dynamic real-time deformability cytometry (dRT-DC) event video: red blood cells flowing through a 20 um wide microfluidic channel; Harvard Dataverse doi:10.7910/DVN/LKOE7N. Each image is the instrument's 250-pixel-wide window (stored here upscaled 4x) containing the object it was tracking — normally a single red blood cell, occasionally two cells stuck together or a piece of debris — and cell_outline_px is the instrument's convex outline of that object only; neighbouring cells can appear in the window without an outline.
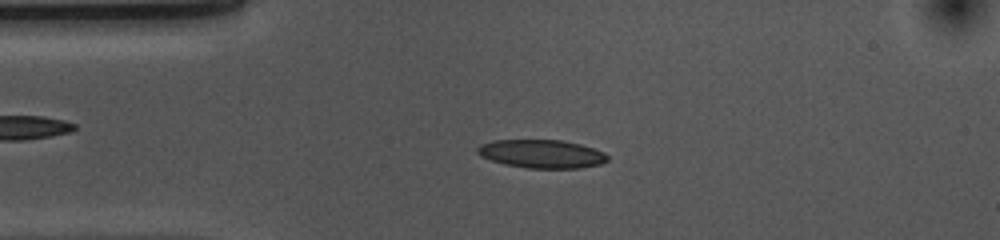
{"species": "common noctule bat (a hibernating species)", "species_latin": "Nyctalus noctula", "temperature_condition": "cold", "stored_images_in_passage": 52, "camera_frame_rate_fps": 3000, "um_per_image_px": 0.085, "animal": {"sex": "female", "body_mass_g": 10.0, "forearm_length_mm": 53.1}, "frame": {"image": 1, "passage_image": 10, "time_ms": 3.0, "image_size_px": [1000, 240], "cell_outline_px": [[608, 160], [600, 164], [580, 168], [528, 168], [504, 164], [480, 156], [476, 152], [476, 148], [480, 144], [492, 140], [560, 140], [580, 144], [604, 152], [608, 156]], "centroid_in_image_um": [46.01, 13.07], "position_along_channel_um": 39.0, "area_um2": 21.5}}
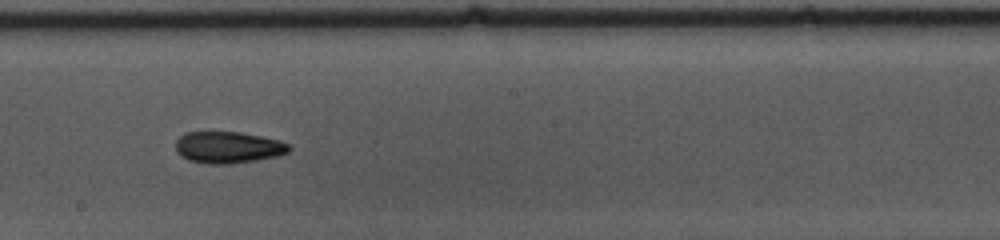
{"frame": {"image": 2, "passage_image": 27, "time_ms": 8.667, "image_size_px": [1000, 240], "cell_outline_px": [[292, 148], [288, 152], [276, 156], [256, 160], [228, 164], [208, 164], [188, 160], [180, 156], [176, 152], [176, 140], [184, 132], [240, 132], [260, 136], [276, 140], [288, 144]], "centroid_in_image_um": [19.34, 12.53], "position_along_channel_um": 228.9, "area_um2": 20.87}}
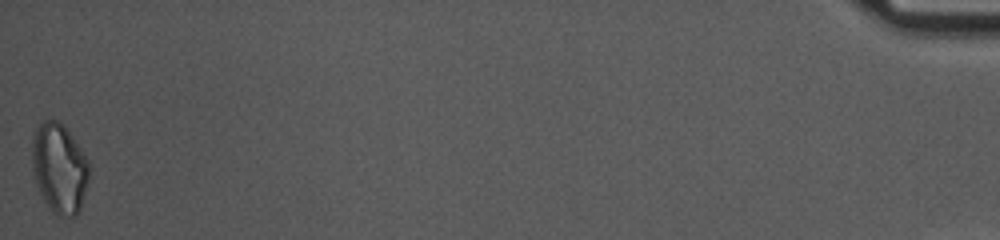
{"frame": {"image": 3, "passage_image": 52, "time_ms": 17.0, "image_size_px": [1000, 240], "cell_outline_px": [[88, 184], [80, 208], [76, 216], [56, 216], [52, 212], [44, 200], [36, 184], [32, 168], [32, 132], [44, 120], [56, 120], [64, 124], [88, 160]], "centroid_in_image_um": [5.03, 14.29], "position_along_channel_um": 430.2, "area_um2": 29.94}, "authors_computed_cell_mechanics": {"area_um2": 21.1548, "velocity_mm_per_s": 3.6642, "shape_relaxation_time_tau1_ms": 5.6951, "shape_relaxation_time_tau2_ms": 10.7259, "deformation_change_tau1": 0.1377, "deformation_change_tau2": 0.1999}}